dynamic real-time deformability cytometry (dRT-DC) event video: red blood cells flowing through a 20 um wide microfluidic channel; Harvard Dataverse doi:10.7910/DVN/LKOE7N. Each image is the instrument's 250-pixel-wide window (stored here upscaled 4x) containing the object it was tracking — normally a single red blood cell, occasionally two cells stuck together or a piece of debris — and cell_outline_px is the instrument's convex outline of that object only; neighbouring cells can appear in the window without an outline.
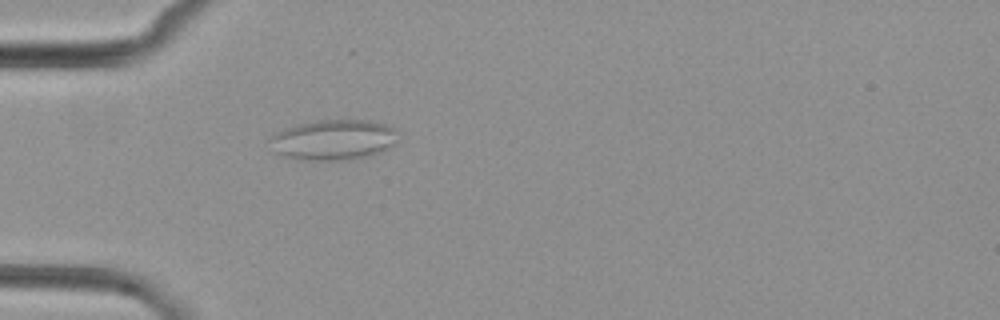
{"species": "common noctule bat (a hibernating species)", "species_latin": "Nyctalus noctula", "temperature_condition": "cold", "stored_images_in_passage": 2, "camera_frame_rate_fps": 3000, "um_per_image_px": 0.085, "animal": {"sex": "female", "body_mass_g": 29.2, "forearm_length_mm": 56.3}, "frame": {"image": 1, "passage_image": 2, "time_ms": 1.333, "image_size_px": [1000, 320], "cell_outline_px": [[396, 132], [392, 144], [380, 152], [368, 156], [336, 160], [308, 160], [284, 156], [276, 152], [268, 140], [276, 132], [284, 128], [296, 124], [316, 120], [368, 120], [384, 124], [396, 128]], "centroid_in_image_um": [28.29, 11.86], "position_along_channel_um": 56.7, "area_um2": 29.77}}